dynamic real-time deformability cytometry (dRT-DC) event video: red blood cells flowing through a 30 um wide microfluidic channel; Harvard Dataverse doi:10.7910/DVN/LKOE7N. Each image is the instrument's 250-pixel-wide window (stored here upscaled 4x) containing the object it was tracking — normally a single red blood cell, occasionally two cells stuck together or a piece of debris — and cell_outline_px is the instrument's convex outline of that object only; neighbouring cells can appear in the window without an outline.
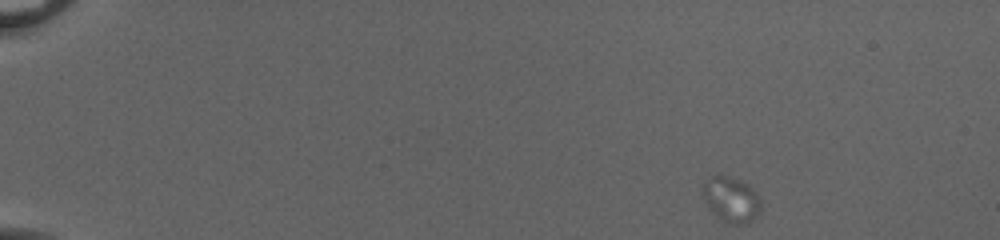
{"species": "common noctule bat (a hibernating species)", "species_latin": "Nyctalus noctula", "temperature_condition": "cold", "stored_images_in_passage": 52, "camera_frame_rate_fps": 3000, "um_per_image_px": 0.085, "animal": {"sex": "female", "body_mass_g": 20.0, "forearm_length_mm": 54.0}, "frame": {"image": 1, "passage_image": 1, "time_ms": 0.0, "image_size_px": [1000, 240], "cell_outline_px": [[760, 212], [752, 220], [740, 224], [728, 224], [720, 220], [716, 216], [704, 200], [704, 184], [716, 172], [728, 176], [748, 184], [756, 192], [760, 200]], "centroid_in_image_um": [62.16, 16.95], "position_along_channel_um": 22.8, "area_um2": 15.26}}
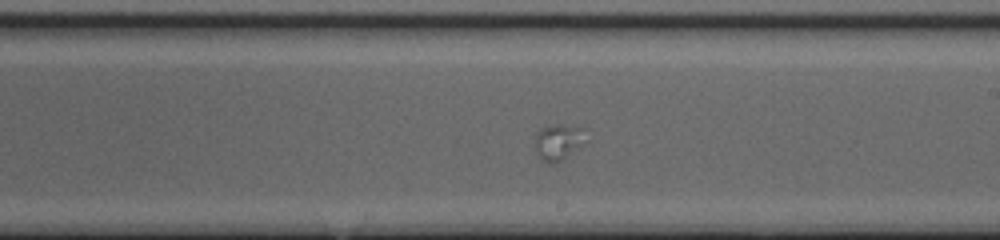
{"frame": {"image": 2, "passage_image": 30, "time_ms": 9.667, "image_size_px": [1000, 240], "cell_outline_px": [[584, 144], [560, 160], [552, 164], [548, 164], [540, 160], [536, 152], [536, 132], [540, 128], [552, 124], [564, 124], [584, 128]], "centroid_in_image_um": [47.43, 12.05], "position_along_channel_um": 241.6, "area_um2": 10.69}}
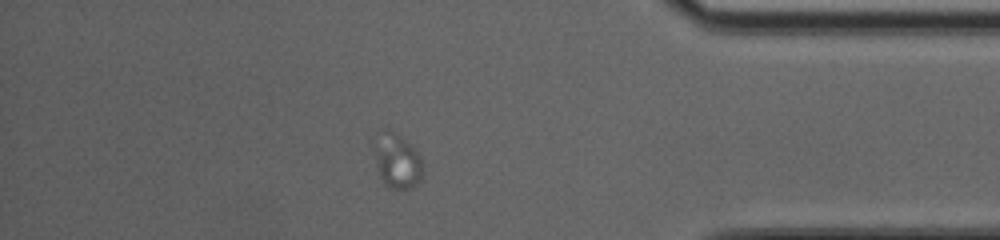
{"frame": {"image": 3, "passage_image": 45, "time_ms": 14.667, "image_size_px": [1000, 240], "cell_outline_px": [[424, 172], [420, 180], [416, 184], [408, 188], [388, 188], [384, 184], [380, 176], [376, 160], [376, 148], [380, 128], [388, 128], [400, 136], [420, 156]], "centroid_in_image_um": [33.77, 13.69], "position_along_channel_um": 401.4, "area_um2": 15.03}}